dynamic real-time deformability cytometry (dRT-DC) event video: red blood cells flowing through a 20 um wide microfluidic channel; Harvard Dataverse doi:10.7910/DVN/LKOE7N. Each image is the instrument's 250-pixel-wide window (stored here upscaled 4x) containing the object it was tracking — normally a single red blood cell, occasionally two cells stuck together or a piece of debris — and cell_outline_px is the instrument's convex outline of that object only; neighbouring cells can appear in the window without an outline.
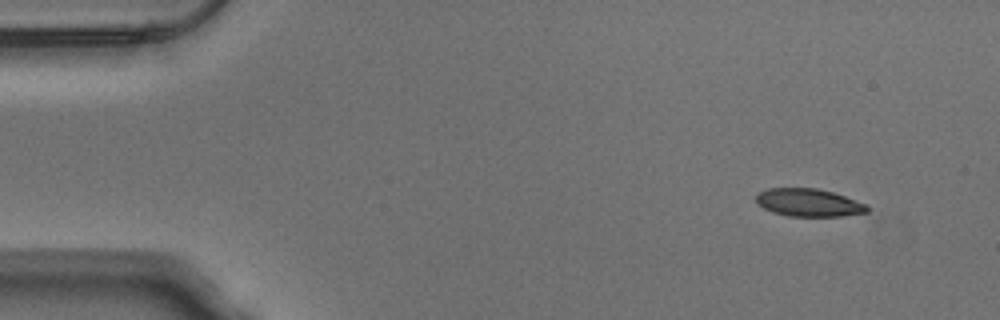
{"species": "Egyptian fruit bat (a non-hibernating species)", "species_latin": "Rousettus aegyptiacus", "temperature_condition": "warm", "stored_images_in_passage": 49, "camera_frame_rate_fps": 3000, "um_per_image_px": 0.085, "animal": {"sex": "male"}, "frame": {"image": 1, "passage_image": 1, "time_ms": 0.0, "image_size_px": [1000, 320], "cell_outline_px": [[868, 212], [840, 216], [788, 216], [772, 212], [756, 204], [756, 192], [768, 188], [816, 188], [832, 192], [868, 204]], "centroid_in_image_um": [68.7, 17.22], "position_along_channel_um": 16.3, "area_um2": 18.09}}
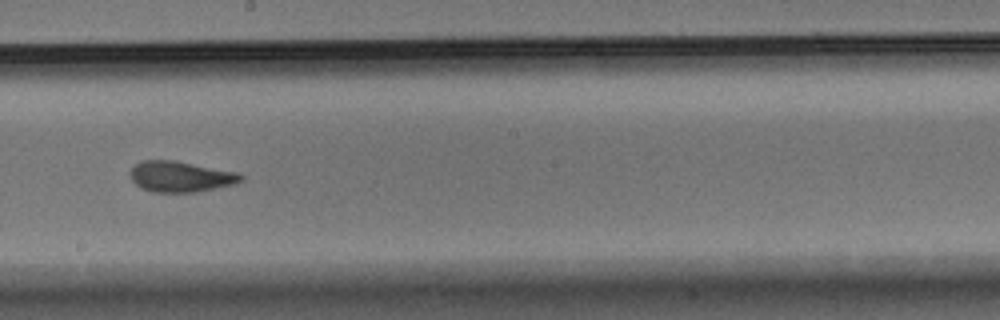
{"frame": {"image": 2, "passage_image": 26, "time_ms": 8.333, "image_size_px": [1000, 320], "cell_outline_px": [[244, 180], [236, 184], [196, 192], [152, 192], [140, 188], [132, 180], [128, 172], [140, 160], [176, 160], [240, 172], [244, 176]], "centroid_in_image_um": [15.38, 15.0], "position_along_channel_um": 232.8, "area_um2": 20.29}}
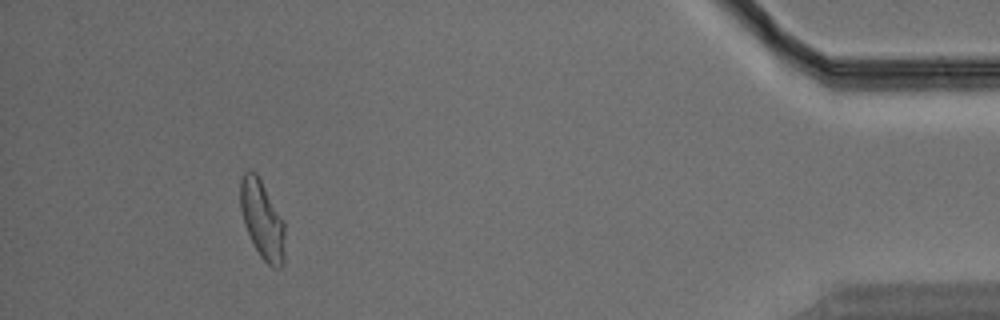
{"frame": {"image": 3, "passage_image": 45, "time_ms": 14.667, "image_size_px": [1000, 320], "cell_outline_px": [[284, 264], [280, 268], [272, 268], [260, 256], [244, 224], [240, 208], [240, 176], [248, 168], [256, 172], [284, 220]], "centroid_in_image_um": [22.28, 18.64], "position_along_channel_um": 412.9, "area_um2": 20.46}, "authors_computed_cell_mechanics": {"area_um2": 19.941, "velocity_mm_per_s": 3.8125, "shape_relaxation_time_tau1_ms": 4.5174, "shape_relaxation_time_tau2_ms": 1.6768, "deformation_change_tau1": 0.1751, "deformation_change_tau2": 0.08}}